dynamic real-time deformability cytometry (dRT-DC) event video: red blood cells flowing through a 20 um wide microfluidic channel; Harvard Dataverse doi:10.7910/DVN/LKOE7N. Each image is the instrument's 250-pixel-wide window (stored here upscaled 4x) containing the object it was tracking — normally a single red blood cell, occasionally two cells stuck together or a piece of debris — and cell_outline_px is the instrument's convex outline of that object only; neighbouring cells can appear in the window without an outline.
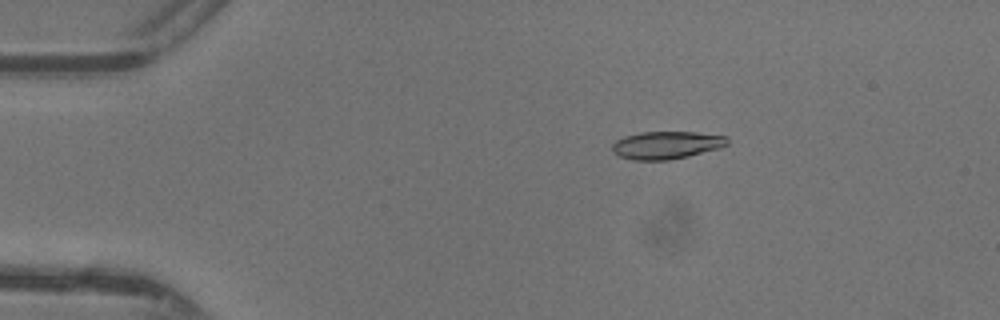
{"species": "common noctule bat (a hibernating species)", "species_latin": "Nyctalus noctula", "temperature_condition": "warm", "stored_images_in_passage": 46, "camera_frame_rate_fps": 3000, "um_per_image_px": 0.085, "animal": {"sex": "female"}, "frame": {"image": 1, "passage_image": 7, "time_ms": 2.0, "image_size_px": [1000, 320], "cell_outline_px": [[728, 144], [720, 148], [688, 156], [668, 160], [632, 160], [620, 156], [612, 152], [612, 144], [616, 140], [624, 136], [640, 132], [696, 132], [728, 136]], "centroid_in_image_um": [56.65, 12.33], "position_along_channel_um": 28.4, "area_um2": 18.67}}
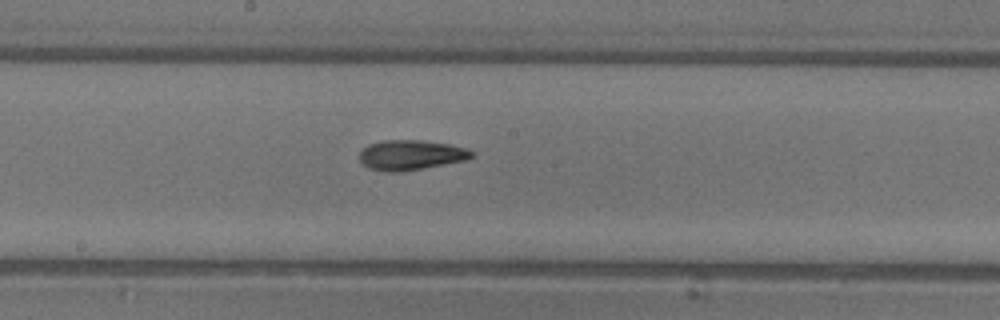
{"frame": {"image": 2, "passage_image": 24, "time_ms": 7.667, "image_size_px": [1000, 320], "cell_outline_px": [[476, 152], [472, 156], [464, 160], [424, 168], [400, 172], [384, 172], [368, 168], [360, 160], [360, 152], [368, 144], [380, 140], [420, 140], [448, 144], [464, 148]], "centroid_in_image_um": [34.88, 13.18], "position_along_channel_um": 213.3, "area_um2": 19.54}}
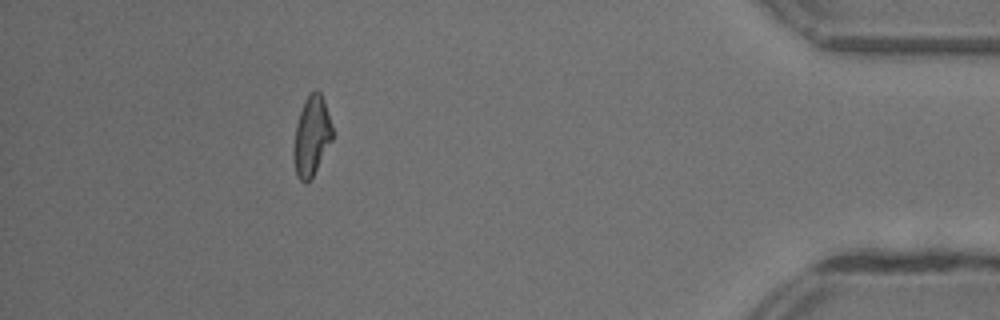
{"frame": {"image": 3, "passage_image": 41, "time_ms": 13.333, "image_size_px": [1000, 320], "cell_outline_px": [[332, 140], [312, 176], [304, 184], [296, 176], [292, 156], [292, 152], [296, 124], [304, 100], [308, 92], [316, 88], [320, 92], [324, 100], [332, 128]], "centroid_in_image_um": [26.45, 11.54], "position_along_channel_um": 408.8, "area_um2": 18.03}, "authors_computed_cell_mechanics": {"area_um2": 18.6694, "velocity_mm_per_s": 4.4173, "shape_relaxation_time_tau1_ms": 3.94, "shape_relaxation_time_tau2_ms": 2.3017, "deformation_change_tau1": 0.1658, "deformation_change_tau2": 0.0978}}